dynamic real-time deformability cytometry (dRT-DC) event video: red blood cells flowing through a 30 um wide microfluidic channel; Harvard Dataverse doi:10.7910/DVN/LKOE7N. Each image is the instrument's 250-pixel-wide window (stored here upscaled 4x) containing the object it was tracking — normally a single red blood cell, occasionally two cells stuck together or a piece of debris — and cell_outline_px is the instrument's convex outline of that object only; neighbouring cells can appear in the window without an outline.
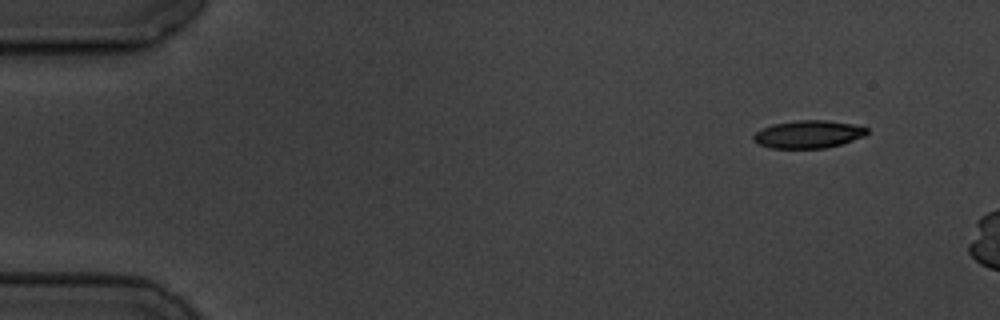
{"species": "common noctule bat (a hibernating species)", "species_latin": "Nyctalus noctula", "temperature_condition": "cold", "stored_images_in_passage": 3, "camera_frame_rate_fps": 3000, "um_per_image_px": 0.085, "animal": {"sex": "male", "body_mass_g": 19.5, "forearm_length_mm": 54.6}, "frame": {"image": 1, "passage_image": 1, "time_ms": 0.0, "image_size_px": [1000, 320], "cell_outline_px": [[868, 132], [864, 136], [840, 144], [824, 148], [768, 148], [756, 144], [752, 140], [752, 136], [756, 132], [772, 124], [796, 120], [828, 120], [852, 124], [868, 128]], "centroid_in_image_um": [68.66, 11.41], "position_along_channel_um": 16.3, "area_um2": 18.38}}